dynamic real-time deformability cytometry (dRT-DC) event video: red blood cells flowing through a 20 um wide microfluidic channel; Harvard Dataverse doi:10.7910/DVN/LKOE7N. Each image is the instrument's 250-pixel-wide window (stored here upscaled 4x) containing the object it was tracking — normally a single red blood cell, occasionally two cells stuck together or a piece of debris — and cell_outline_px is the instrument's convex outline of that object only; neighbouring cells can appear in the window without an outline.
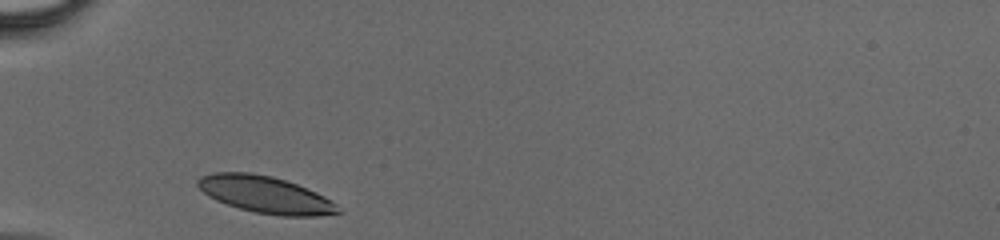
{"species": "human", "species_latin": "Homo sapiens", "temperature_condition": "cold", "stored_images_in_passage": 25, "camera_frame_rate_fps": 3000, "um_per_image_px": 0.085, "donor": {"sex": "male"}, "frame": {"image": 1, "passage_image": 1, "time_ms": 0.0, "image_size_px": [1000, 240], "cell_outline_px": [[344, 212], [316, 216], [280, 216], [256, 212], [240, 208], [216, 200], [208, 196], [196, 184], [196, 180], [200, 176], [212, 172], [248, 172], [272, 176], [296, 184], [316, 192], [324, 196], [336, 204]], "centroid_in_image_um": [22.55, 16.54], "position_along_channel_um": 62.4, "area_um2": 30.06}}
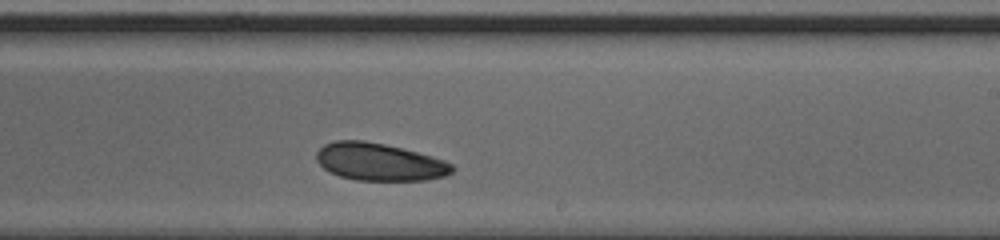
{"frame": {"image": 2, "passage_image": 15, "time_ms": 4.667, "image_size_px": [1000, 240], "cell_outline_px": [[452, 172], [444, 176], [428, 180], [356, 180], [340, 176], [324, 168], [316, 160], [316, 152], [324, 144], [336, 140], [364, 140], [384, 144], [416, 152], [444, 160], [452, 164]], "centroid_in_image_um": [32.22, 13.76], "position_along_channel_um": 256.8, "area_um2": 29.36}}
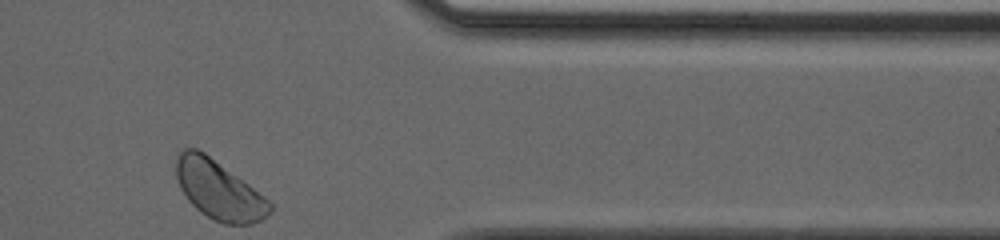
{"frame": {"image": 3, "passage_image": 25, "time_ms": 8.0, "image_size_px": [1000, 240], "cell_outline_px": [[272, 212], [260, 220], [252, 224], [224, 224], [200, 212], [188, 200], [180, 188], [176, 176], [176, 160], [180, 152], [184, 148], [196, 148], [204, 152], [248, 184], [264, 196], [272, 204]], "centroid_in_image_um": [18.59, 16.15], "position_along_channel_um": 392.8, "area_um2": 31.73}}